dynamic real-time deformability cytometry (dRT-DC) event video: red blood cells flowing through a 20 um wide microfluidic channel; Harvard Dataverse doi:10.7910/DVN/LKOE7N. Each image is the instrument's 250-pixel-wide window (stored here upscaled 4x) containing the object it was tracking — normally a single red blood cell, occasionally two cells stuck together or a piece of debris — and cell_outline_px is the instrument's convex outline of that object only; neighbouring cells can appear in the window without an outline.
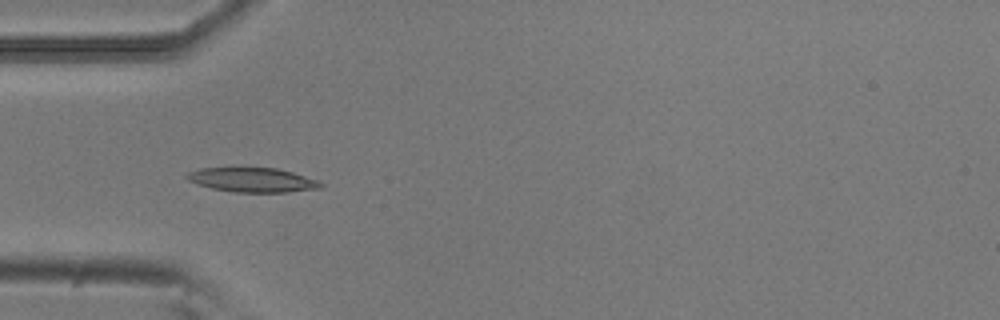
{"species": "common noctule bat (a hibernating species)", "species_latin": "Nyctalus noctula", "temperature_condition": "room temperature", "stored_images_in_passage": 28, "camera_frame_rate_fps": 3000, "um_per_image_px": 0.085, "animal": {"sex": "male", "body_mass_g": 20.5, "forearm_length_mm": 52.5}, "frame": {"image": 1, "passage_image": 1, "time_ms": 0.0, "image_size_px": [1000, 320], "cell_outline_px": [[324, 184], [320, 188], [288, 192], [232, 192], [212, 188], [196, 184], [188, 180], [184, 176], [188, 172], [200, 168], [276, 168], [292, 172], [320, 180]], "centroid_in_image_um": [21.46, 15.29], "position_along_channel_um": 63.5, "area_um2": 19.07}}
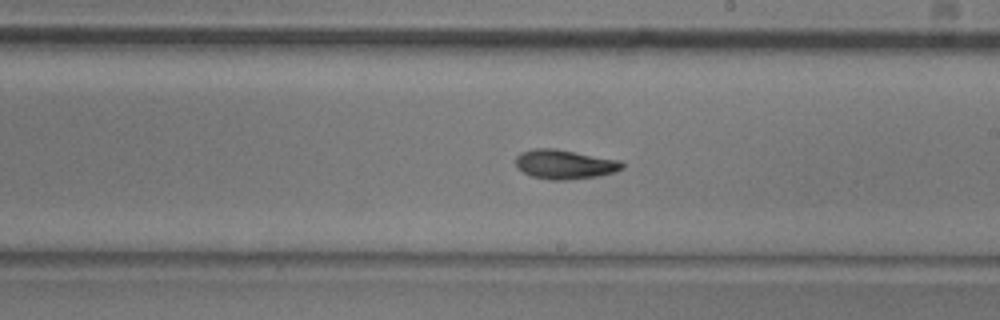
{"frame": {"image": 2, "passage_image": 15, "time_ms": 4.667, "image_size_px": [1000, 320], "cell_outline_px": [[624, 168], [616, 172], [600, 176], [572, 180], [548, 180], [532, 176], [524, 172], [516, 164], [516, 156], [520, 152], [532, 148], [556, 148], [620, 160], [624, 164]], "centroid_in_image_um": [48.03, 13.97], "position_along_channel_um": 241.0, "area_um2": 18.5}}
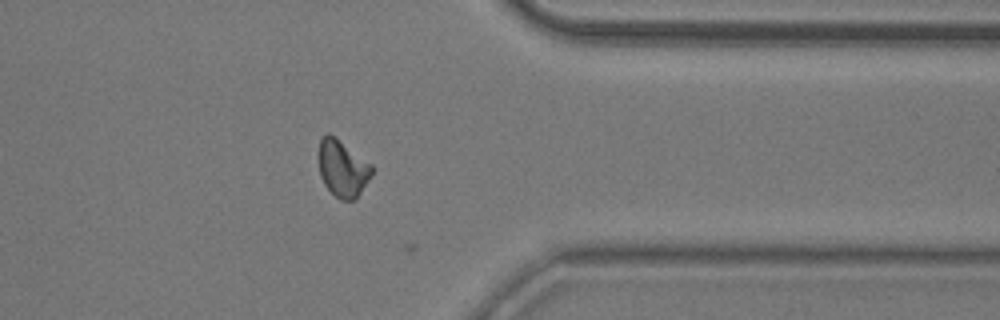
{"frame": {"image": 3, "passage_image": 27, "time_ms": 8.667, "image_size_px": [1000, 320], "cell_outline_px": [[376, 168], [372, 176], [356, 200], [340, 200], [324, 184], [320, 176], [316, 156], [320, 140], [328, 132], [336, 136], [372, 164]], "centroid_in_image_um": [29.13, 14.29], "position_along_channel_um": 382.3, "area_um2": 18.32}, "authors_computed_cell_mechanics": {"area_um2": 17.7446, "velocity_mm_per_s": 3.8053, "shape_relaxation_time_tau1_ms": null, "shape_relaxation_time_tau2_ms": 2.6742, "deformation_change_tau1": null, "deformation_change_tau2": 0.0764}}